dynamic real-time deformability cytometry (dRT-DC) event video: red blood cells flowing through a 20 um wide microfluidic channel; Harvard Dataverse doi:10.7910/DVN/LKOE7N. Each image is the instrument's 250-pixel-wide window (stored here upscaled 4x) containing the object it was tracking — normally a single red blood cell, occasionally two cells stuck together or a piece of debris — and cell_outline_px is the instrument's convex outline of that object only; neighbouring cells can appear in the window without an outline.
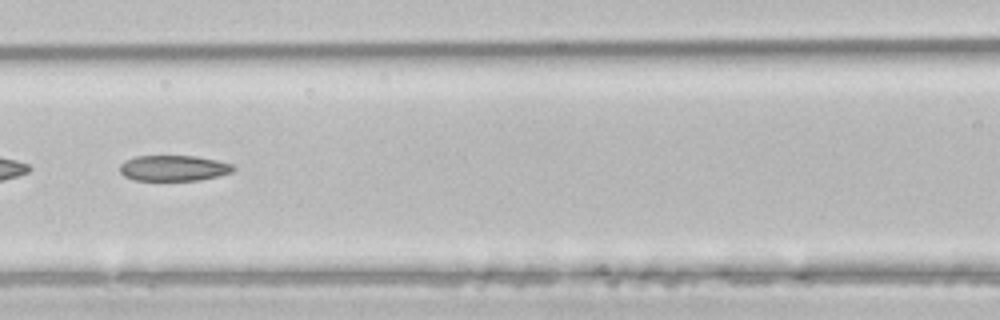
{"species": "common noctule bat (a hibernating species)", "species_latin": "Nyctalus noctula", "temperature_condition": "room temperature", "stored_images_in_passage": 46, "camera_frame_rate_fps": 3000, "um_per_image_px": 0.085, "animal": {"sex": "male", "body_mass_g": 21.5, "forearm_length_mm": 52.0}, "frame": {"image": 1, "passage_image": 20, "time_ms": 6.333, "image_size_px": [1000, 320], "cell_outline_px": [[236, 168], [232, 172], [200, 180], [132, 180], [124, 176], [120, 172], [120, 164], [124, 160], [136, 156], [196, 156], [216, 160], [232, 164]], "centroid_in_image_um": [14.73, 14.29], "position_along_channel_um": 151.9, "area_um2": 16.99}}